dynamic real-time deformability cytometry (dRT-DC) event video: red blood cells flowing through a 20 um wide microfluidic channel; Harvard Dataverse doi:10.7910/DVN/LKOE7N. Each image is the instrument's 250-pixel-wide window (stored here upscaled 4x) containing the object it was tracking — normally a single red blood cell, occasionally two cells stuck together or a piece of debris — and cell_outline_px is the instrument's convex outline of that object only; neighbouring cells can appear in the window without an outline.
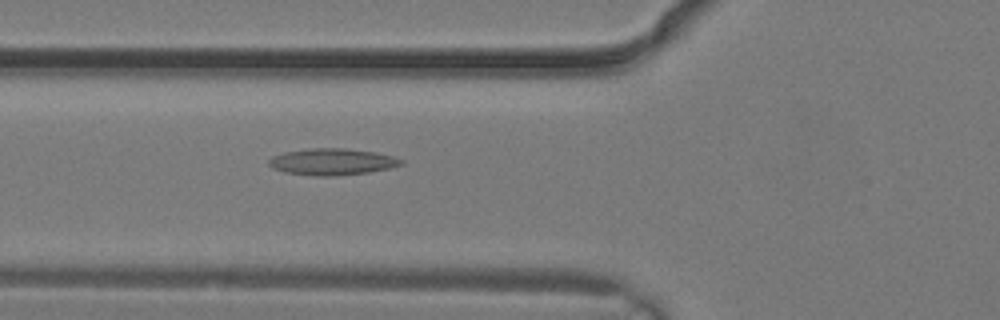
{"species": "common noctule bat (a hibernating species)", "species_latin": "Nyctalus noctula", "temperature_condition": "warm", "stored_images_in_passage": 3, "camera_frame_rate_fps": 3000, "um_per_image_px": 0.085, "animal": {"sex": "male", "body_mass_g": 19.2, "forearm_length_mm": 51.8}, "frame": {"image": 1, "passage_image": 3, "time_ms": 0.667, "image_size_px": [1000, 320], "cell_outline_px": [[404, 164], [392, 168], [368, 172], [336, 176], [316, 176], [284, 172], [272, 168], [268, 164], [268, 160], [272, 156], [284, 152], [308, 148], [344, 148], [372, 152], [392, 156], [404, 160]], "centroid_in_image_um": [28.22, 13.75], "position_along_channel_um": 97.6, "area_um2": 20.58}}